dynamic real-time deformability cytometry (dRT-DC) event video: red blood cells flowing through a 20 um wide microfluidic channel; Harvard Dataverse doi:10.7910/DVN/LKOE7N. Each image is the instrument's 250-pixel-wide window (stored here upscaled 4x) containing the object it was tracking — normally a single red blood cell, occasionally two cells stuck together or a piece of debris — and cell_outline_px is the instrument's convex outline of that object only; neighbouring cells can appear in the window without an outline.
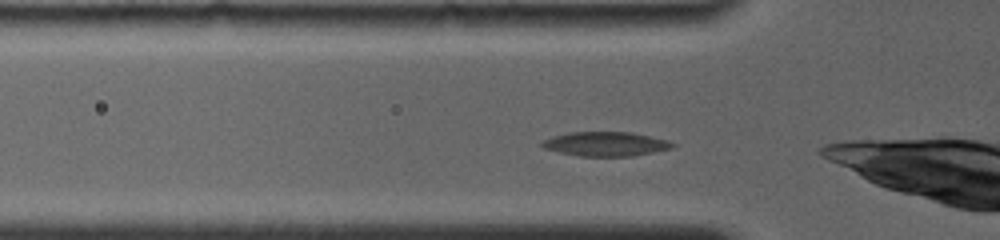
{"species": "common noctule bat (a hibernating species)", "species_latin": "Nyctalus noctula", "temperature_condition": "room temperature", "stored_images_in_passage": 43, "camera_frame_rate_fps": 4000, "um_per_image_px": 0.085, "animal": {"sex": "female", "body_mass_g": 19.0, "forearm_length_mm": 56.7}, "frame": {"image": 1, "passage_image": 3, "time_ms": 0.5, "image_size_px": [1000, 240], "cell_outline_px": [[676, 144], [672, 148], [632, 156], [580, 156], [560, 152], [544, 148], [540, 144], [544, 140], [552, 136], [572, 132], [632, 132], [668, 140]], "centroid_in_image_um": [51.49, 12.23], "position_along_channel_um": 74.3, "area_um2": 18.32}}
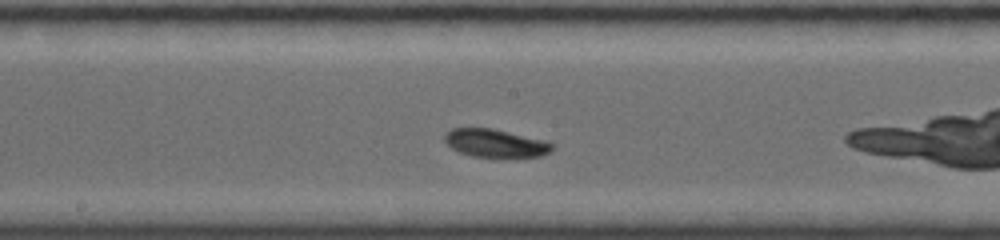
{"frame": {"image": 2, "passage_image": 17, "time_ms": 4.0, "image_size_px": [1000, 240], "cell_outline_px": [[556, 144], [548, 152], [540, 156], [472, 156], [460, 152], [452, 148], [444, 140], [444, 136], [452, 128], [492, 128]], "centroid_in_image_um": [42.06, 12.16], "position_along_channel_um": 206.1, "area_um2": 16.94}}
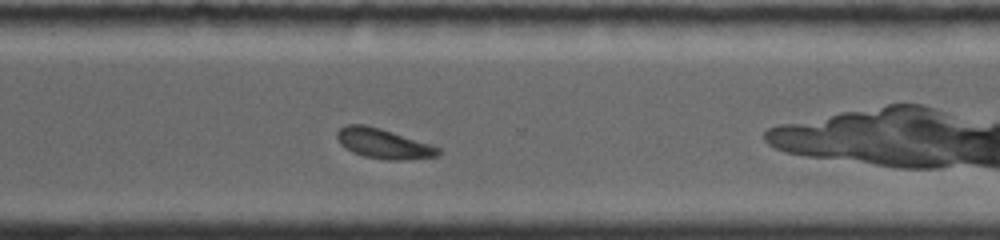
{"frame": {"image": 3, "passage_image": 31, "time_ms": 7.5, "image_size_px": [1000, 240], "cell_outline_px": [[440, 156], [404, 160], [388, 160], [364, 156], [352, 152], [344, 148], [340, 144], [336, 136], [336, 132], [340, 128], [348, 124], [364, 124], [380, 128], [440, 148]], "centroid_in_image_um": [32.55, 12.21], "position_along_channel_um": 338.0, "area_um2": 17.51}}